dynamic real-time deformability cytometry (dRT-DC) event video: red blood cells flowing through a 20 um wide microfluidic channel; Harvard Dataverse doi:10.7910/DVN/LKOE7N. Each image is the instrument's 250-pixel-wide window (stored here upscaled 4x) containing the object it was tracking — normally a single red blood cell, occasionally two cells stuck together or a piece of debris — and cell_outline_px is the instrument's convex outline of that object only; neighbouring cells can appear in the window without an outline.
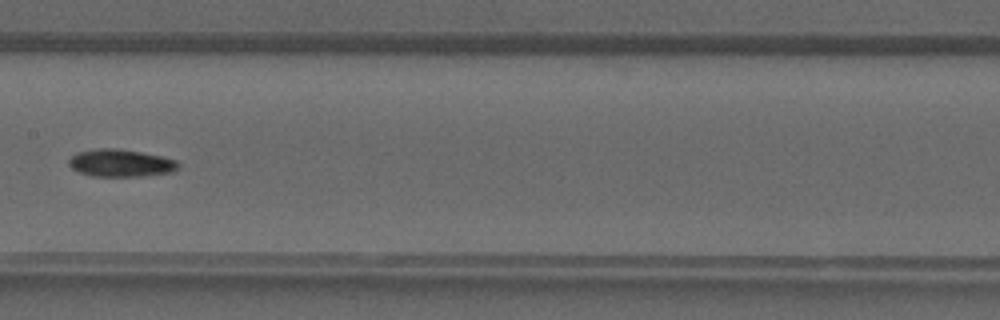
{"species": "common noctule bat (a hibernating species)", "species_latin": "Nyctalus noctula", "temperature_condition": "warm", "stored_images_in_passage": 26, "camera_frame_rate_fps": 3000, "um_per_image_px": 0.085, "animal": {"sex": "male", "forearm_length_mm": 52.5}, "frame": {"image": 1, "passage_image": 12, "time_ms": 3.667, "image_size_px": [1000, 320], "cell_outline_px": [[180, 168], [172, 172], [140, 176], [92, 176], [80, 172], [72, 168], [68, 164], [68, 160], [76, 152], [96, 148], [116, 148], [140, 152], [160, 156], [176, 160], [180, 164]], "centroid_in_image_um": [10.25, 13.85], "position_along_channel_um": 197.1, "area_um2": 17.51}}
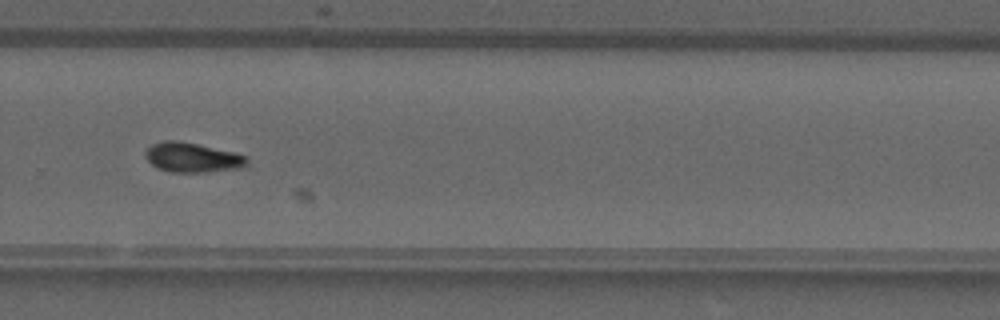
{"frame": {"image": 2, "passage_image": 19, "time_ms": 6.0, "image_size_px": [1000, 320], "cell_outline_px": [[248, 164], [236, 168], [204, 172], [168, 172], [156, 168], [144, 156], [144, 152], [152, 144], [164, 140], [180, 140], [236, 152], [244, 156], [248, 160]], "centroid_in_image_um": [16.3, 13.37], "position_along_channel_um": 313.5, "area_um2": 17.63}}